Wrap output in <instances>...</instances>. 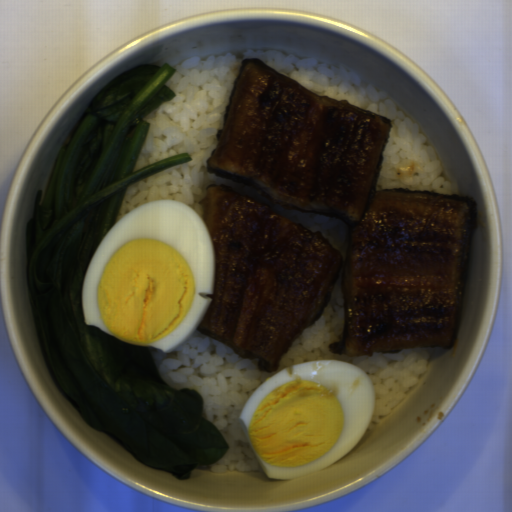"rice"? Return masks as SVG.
Segmentation results:
<instances>
[{
	"label": "rice",
	"mask_w": 512,
	"mask_h": 512,
	"mask_svg": "<svg viewBox=\"0 0 512 512\" xmlns=\"http://www.w3.org/2000/svg\"><path fill=\"white\" fill-rule=\"evenodd\" d=\"M258 58L319 96L346 100L348 104L391 120L383 148L375 190H421L452 195L449 180L442 176L443 164L421 124L402 110L389 92L375 85H362L358 75L345 65L320 63L277 50H247L187 58L165 83L173 97L142 118L149 123L133 172L181 153L190 162L164 169L131 185L125 192L116 222L137 206L150 201L187 204L202 220V205L211 185H224L251 196L280 214L321 234L342 254L338 279L329 303L319 318L303 330L282 355L276 370L262 371L258 359L239 357L224 342L199 329L172 352L149 347L155 367L174 390L193 389L202 397V416L215 426L228 445L225 454L212 464H200L214 473L265 471L240 420L241 412L264 381L292 365L313 361H344L362 368L373 383L374 404L366 428L380 423L405 401L425 371L433 347H419L372 356L331 353L330 345L342 339L345 296L342 284L349 228L344 220L286 208L266 195L207 171V160L218 145L233 83L242 62Z\"/></svg>",
	"instance_id": "obj_1"
}]
</instances>
